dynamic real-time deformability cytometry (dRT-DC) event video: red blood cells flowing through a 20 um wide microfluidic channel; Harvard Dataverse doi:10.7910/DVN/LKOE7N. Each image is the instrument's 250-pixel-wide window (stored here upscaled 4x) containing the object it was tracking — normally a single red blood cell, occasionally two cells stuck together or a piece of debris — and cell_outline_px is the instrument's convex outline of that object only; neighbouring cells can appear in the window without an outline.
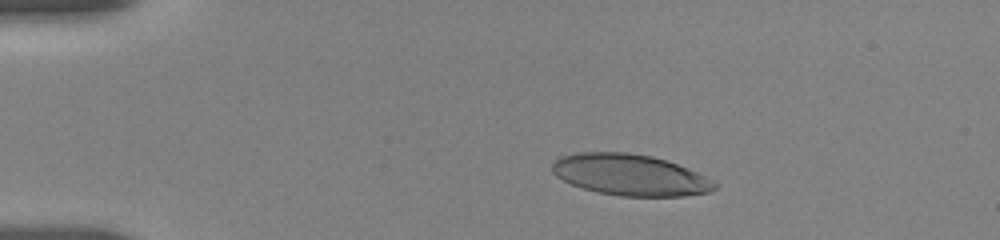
{"species": "human", "species_latin": "Homo sapiens", "temperature_condition": "room temperature", "stored_images_in_passage": 33, "camera_frame_rate_fps": 3000, "um_per_image_px": 0.085, "donor": {"sex": "female"}, "frame": {"image": 1, "passage_image": 7, "time_ms": 3.0, "image_size_px": [1000, 240], "cell_outline_px": [[720, 184], [716, 188], [708, 192], [684, 196], [620, 196], [596, 192], [572, 184], [556, 176], [552, 172], [552, 164], [560, 156], [576, 152], [628, 152], [652, 156], [688, 168]], "centroid_in_image_um": [53.55, 14.86], "position_along_channel_um": 31.4, "area_um2": 39.02}}
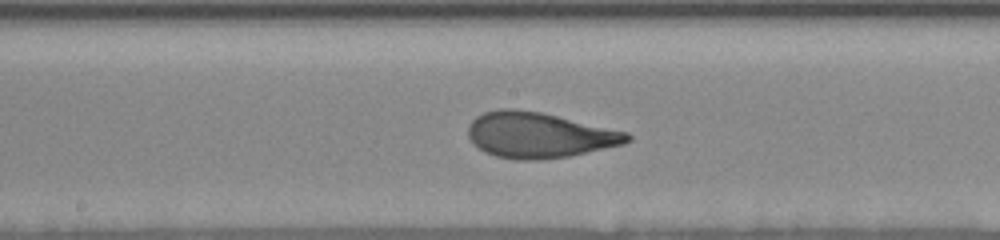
{"frame": {"image": 2, "passage_image": 21, "time_ms": 9.333, "image_size_px": [1000, 240], "cell_outline_px": [[632, 140], [624, 144], [572, 156], [536, 160], [520, 160], [496, 156], [484, 152], [468, 136], [468, 124], [476, 116], [484, 112], [500, 108], [516, 108], [540, 112], [628, 132], [632, 136]], "centroid_in_image_um": [45.83, 11.48], "position_along_channel_um": 202.4, "area_um2": 42.31}}
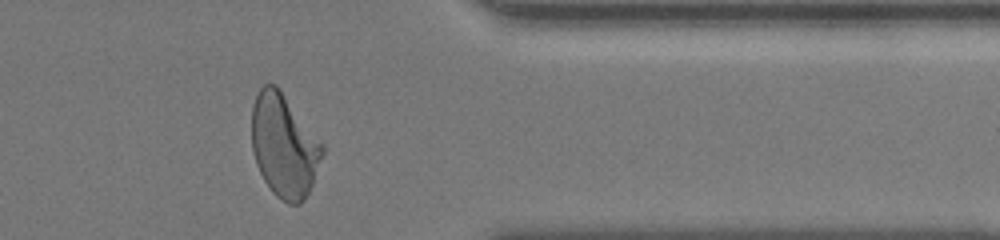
{"frame": {"image": 3, "passage_image": 32, "time_ms": 14.667, "image_size_px": [1000, 240], "cell_outline_px": [[324, 152], [312, 184], [304, 200], [300, 204], [288, 204], [276, 196], [272, 192], [264, 180], [256, 164], [252, 148], [252, 108], [256, 96], [260, 88], [264, 84], [276, 84], [280, 88], [324, 144]], "centroid_in_image_um": [24.15, 12.37], "position_along_channel_um": 387.2, "area_um2": 42.6}, "authors_computed_cell_mechanics": {"area_um2": 41.0958, "velocity_mm_per_s": 3.658, "shape_relaxation_time_tau1_ms": 3.7354, "shape_relaxation_time_tau2_ms": 0.8469, "deformation_change_tau1": 0.1984, "deformation_change_tau2": 0.0838}}